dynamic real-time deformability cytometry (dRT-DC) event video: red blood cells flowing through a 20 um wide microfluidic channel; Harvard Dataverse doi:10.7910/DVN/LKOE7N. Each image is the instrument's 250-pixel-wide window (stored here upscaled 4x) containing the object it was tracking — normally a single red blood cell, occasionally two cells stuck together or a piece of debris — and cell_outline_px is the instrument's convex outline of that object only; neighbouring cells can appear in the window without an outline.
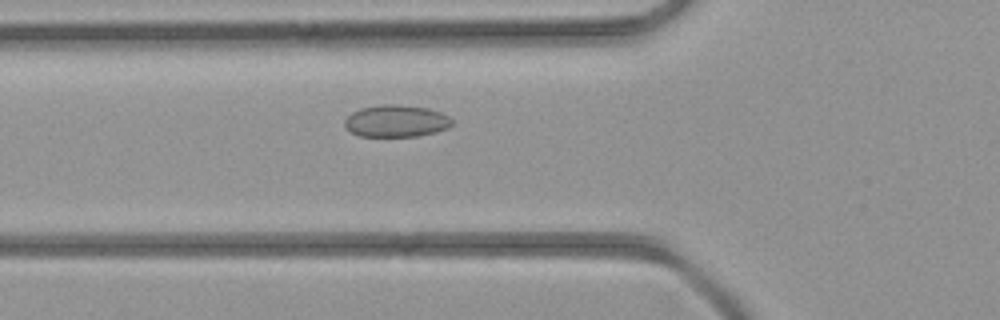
{"species": "common noctule bat (a hibernating species)", "species_latin": "Nyctalus noctula", "temperature_condition": "room temperature", "stored_images_in_passage": 36, "camera_frame_rate_fps": 3000, "um_per_image_px": 0.085, "animal": {"sex": "female", "body_mass_g": 21.9}, "frame": {"image": 1, "passage_image": 8, "time_ms": 2.333, "image_size_px": [1000, 320], "cell_outline_px": [[452, 124], [448, 128], [436, 132], [416, 136], [360, 136], [352, 132], [344, 124], [344, 120], [352, 112], [360, 108], [380, 104], [396, 104], [428, 108], [440, 112], [448, 116], [452, 120]], "centroid_in_image_um": [33.68, 10.28], "position_along_channel_um": 92.1, "area_um2": 20.0}}
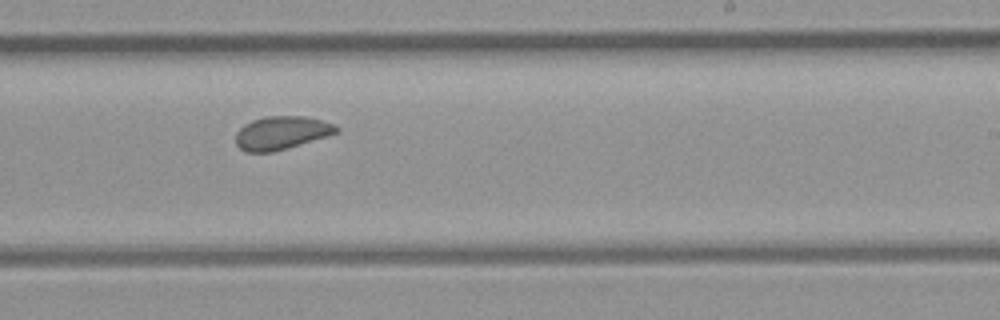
{"frame": {"image": 2, "passage_image": 19, "time_ms": 6.0, "image_size_px": [1000, 320], "cell_outline_px": [[340, 132], [328, 136], [288, 148], [272, 152], [244, 152], [236, 144], [236, 132], [244, 124], [252, 120], [264, 116], [304, 116], [336, 124], [340, 128]], "centroid_in_image_um": [23.94, 11.29], "position_along_channel_um": 265.1, "area_um2": 19.71}}
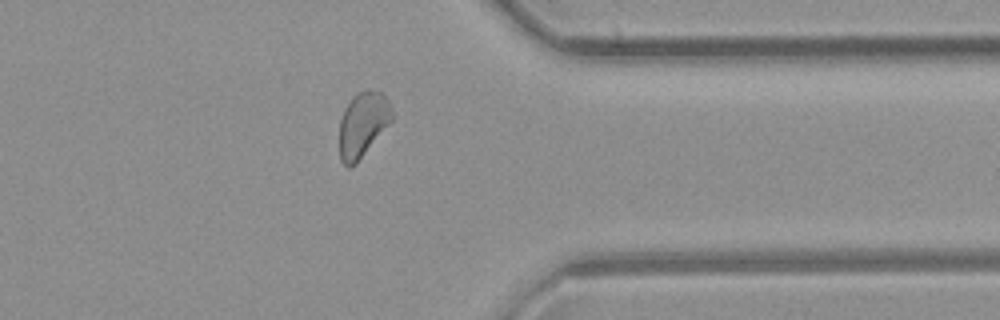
{"frame": {"image": 3, "passage_image": 27, "time_ms": 8.667, "image_size_px": [1000, 320], "cell_outline_px": [[392, 120], [356, 164], [348, 168], [340, 160], [340, 120], [344, 108], [352, 96], [356, 92], [364, 88], [368, 88], [380, 92], [392, 104]], "centroid_in_image_um": [30.83, 10.54], "position_along_channel_um": 380.6, "area_um2": 20.06}}